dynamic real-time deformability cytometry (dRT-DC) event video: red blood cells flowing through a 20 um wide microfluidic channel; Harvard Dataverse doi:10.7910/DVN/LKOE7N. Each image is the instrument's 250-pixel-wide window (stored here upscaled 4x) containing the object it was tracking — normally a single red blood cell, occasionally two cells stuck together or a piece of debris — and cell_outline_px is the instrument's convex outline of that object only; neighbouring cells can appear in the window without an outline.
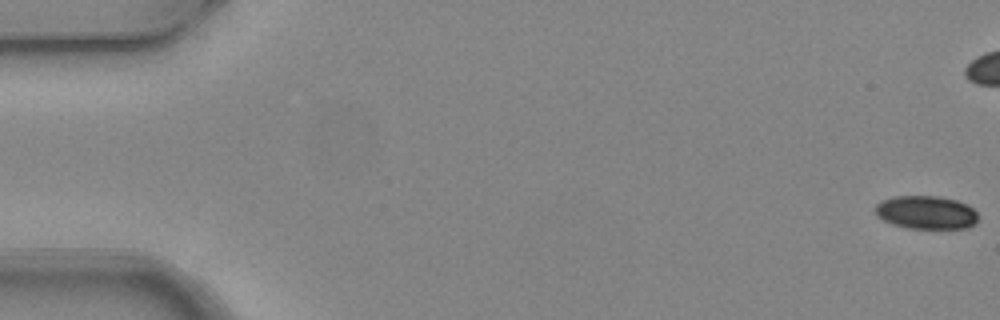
{"species": "common noctule bat (a hibernating species)", "species_latin": "Nyctalus noctula", "temperature_condition": "warm", "stored_images_in_passage": 5, "camera_frame_rate_fps": 3000, "um_per_image_px": 0.085, "animal": {"sex": "female", "body_mass_g": 24.6, "forearm_length_mm": 56.2}, "frame": {"image": 1, "passage_image": 1, "time_ms": 0.0, "image_size_px": [1000, 320], "cell_outline_px": [[976, 224], [968, 228], [908, 228], [892, 224], [876, 216], [876, 204], [880, 200], [896, 196], [940, 196], [956, 200], [968, 204], [976, 212]], "centroid_in_image_um": [78.72, 18.05], "position_along_channel_um": 6.3, "area_um2": 20.0}}